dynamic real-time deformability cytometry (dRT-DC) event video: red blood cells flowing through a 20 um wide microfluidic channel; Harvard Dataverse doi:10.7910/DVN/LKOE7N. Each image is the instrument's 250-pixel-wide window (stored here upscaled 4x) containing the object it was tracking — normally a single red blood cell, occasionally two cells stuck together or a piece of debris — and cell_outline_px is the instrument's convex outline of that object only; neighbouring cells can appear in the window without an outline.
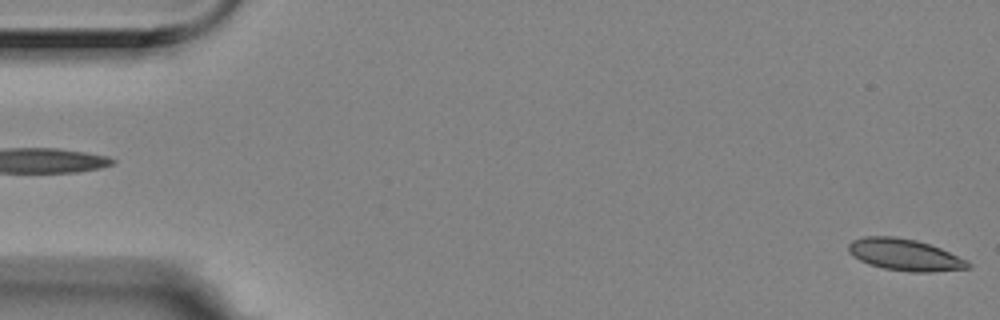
{"species": "Egyptian fruit bat (a non-hibernating species)", "species_latin": "Rousettus aegyptiacus", "temperature_condition": "room temperature", "stored_images_in_passage": 4, "segment_of_instrument_passage": [2, 2], "camera_frame_rate_fps": 3000, "um_per_image_px": 0.085, "animal": {"sex": "female"}, "frame": {"image": 1, "passage_image": 4, "time_ms": 1.0, "image_size_px": [1000, 320], "cell_outline_px": [[972, 268], [932, 272], [908, 272], [884, 268], [868, 264], [852, 256], [848, 252], [848, 244], [852, 240], [864, 236], [896, 236], [916, 240], [940, 248], [968, 260], [972, 264]], "centroid_in_image_um": [76.91, 21.66], "position_along_channel_um": 8.1, "area_um2": 22.31}}